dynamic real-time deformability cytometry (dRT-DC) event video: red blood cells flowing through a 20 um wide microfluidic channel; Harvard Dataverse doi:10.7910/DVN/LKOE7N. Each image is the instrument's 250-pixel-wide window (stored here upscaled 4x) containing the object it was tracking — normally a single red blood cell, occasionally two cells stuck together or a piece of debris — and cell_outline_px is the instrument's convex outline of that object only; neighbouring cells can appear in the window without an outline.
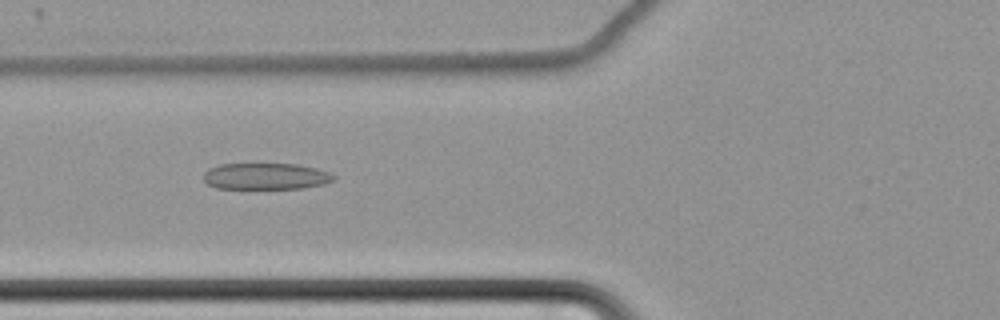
{"species": "common noctule bat (a hibernating species)", "species_latin": "Nyctalus noctula", "temperature_condition": "cold", "stored_images_in_passage": 63, "camera_frame_rate_fps": 3000, "um_per_image_px": 0.085, "animal": {"sex": "female", "body_mass_g": 22.7, "forearm_length_mm": 54.2}, "frame": {"image": 1, "passage_image": 27, "time_ms": 8.667, "image_size_px": [1000, 320], "cell_outline_px": [[336, 180], [324, 184], [304, 188], [216, 188], [208, 184], [204, 180], [204, 172], [208, 168], [220, 164], [296, 164], [316, 168], [328, 172], [336, 176]], "centroid_in_image_um": [22.61, 14.98], "position_along_channel_um": 103.2, "area_um2": 20.06}}
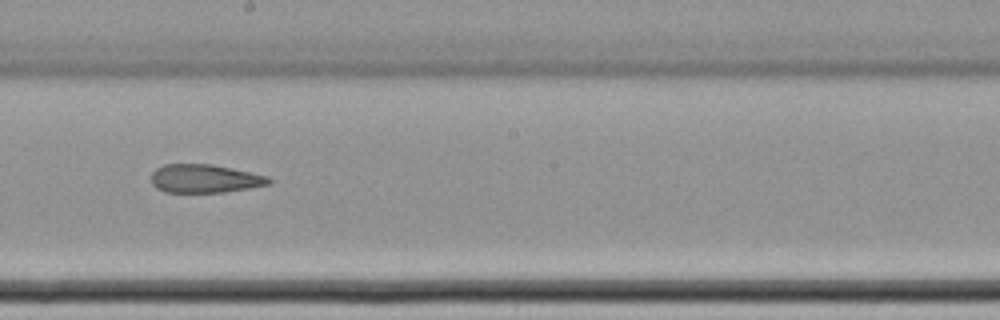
{"frame": {"image": 2, "passage_image": 38, "time_ms": 12.333, "image_size_px": [1000, 320], "cell_outline_px": [[272, 184], [224, 192], [164, 192], [156, 188], [152, 184], [152, 172], [156, 168], [164, 164], [212, 164], [268, 176], [272, 180]], "centroid_in_image_um": [17.4, 15.18], "position_along_channel_um": 230.8, "area_um2": 19.48}}
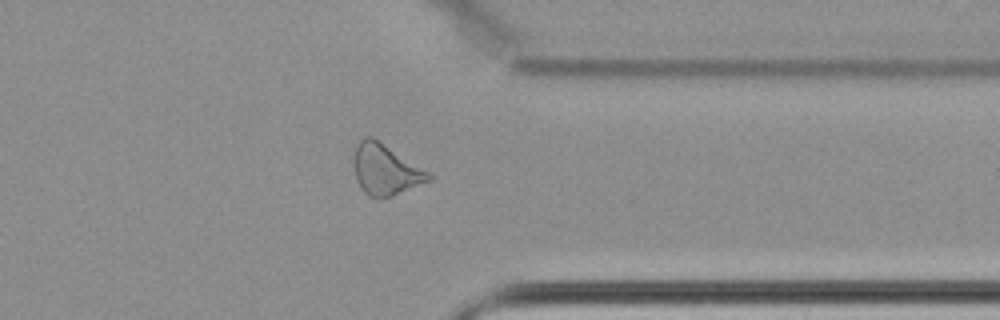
{"frame": {"image": 3, "passage_image": 51, "time_ms": 16.667, "image_size_px": [1000, 320], "cell_outline_px": [[432, 180], [392, 196], [380, 200], [376, 200], [368, 196], [364, 192], [356, 180], [356, 148], [360, 140], [364, 136], [372, 136], [428, 172], [432, 176]], "centroid_in_image_um": [32.78, 14.46], "position_along_channel_um": 378.6, "area_um2": 21.73}, "authors_computed_cell_mechanics": {"area_um2": 23.409, "velocity_mm_per_s": 3.4758, "shape_relaxation_time_tau1_ms": null, "shape_relaxation_time_tau2_ms": 8.5402, "deformation_change_tau1": null, "deformation_change_tau2": 0.1937}}